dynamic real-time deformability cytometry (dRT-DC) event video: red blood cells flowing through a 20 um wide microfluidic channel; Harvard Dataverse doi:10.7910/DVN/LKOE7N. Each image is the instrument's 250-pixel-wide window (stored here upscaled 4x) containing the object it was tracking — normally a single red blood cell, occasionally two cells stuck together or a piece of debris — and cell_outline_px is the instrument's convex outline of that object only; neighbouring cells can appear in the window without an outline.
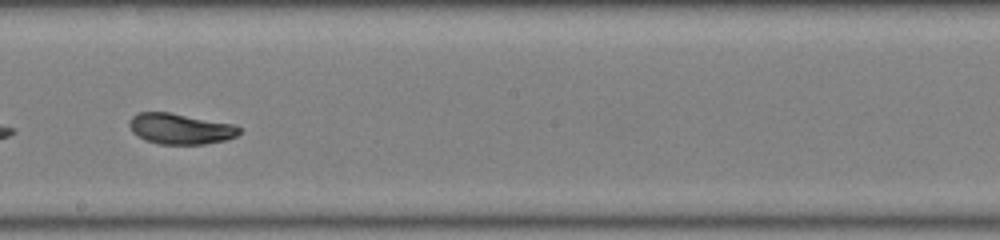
{"species": "common noctule bat (a hibernating species)", "species_latin": "Nyctalus noctula", "temperature_condition": "warm", "stored_images_in_passage": 30, "camera_frame_rate_fps": 3000, "um_per_image_px": 0.085, "animal": {"sex": "male", "body_mass_g": 19.0, "forearm_length_mm": 50.8}, "frame": {"image": 1, "passage_image": 18, "time_ms": 5.667, "image_size_px": [1000, 240], "cell_outline_px": [[240, 132], [236, 136], [224, 140], [204, 144], [160, 144], [144, 140], [132, 132], [128, 124], [128, 120], [132, 116], [140, 112], [168, 112], [236, 124], [240, 128]], "centroid_in_image_um": [15.31, 10.94], "position_along_channel_um": 232.9, "area_um2": 19.77}}
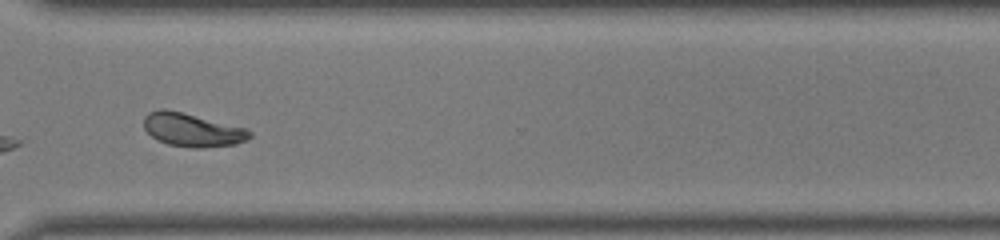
{"frame": {"image": 2, "passage_image": 26, "time_ms": 8.333, "image_size_px": [1000, 240], "cell_outline_px": [[252, 136], [248, 140], [236, 144], [204, 148], [192, 148], [168, 144], [156, 140], [144, 128], [144, 116], [148, 112], [160, 108], [164, 108], [248, 128], [252, 132]], "centroid_in_image_um": [16.36, 11.05], "position_along_channel_um": 354.2, "area_um2": 20.81}}